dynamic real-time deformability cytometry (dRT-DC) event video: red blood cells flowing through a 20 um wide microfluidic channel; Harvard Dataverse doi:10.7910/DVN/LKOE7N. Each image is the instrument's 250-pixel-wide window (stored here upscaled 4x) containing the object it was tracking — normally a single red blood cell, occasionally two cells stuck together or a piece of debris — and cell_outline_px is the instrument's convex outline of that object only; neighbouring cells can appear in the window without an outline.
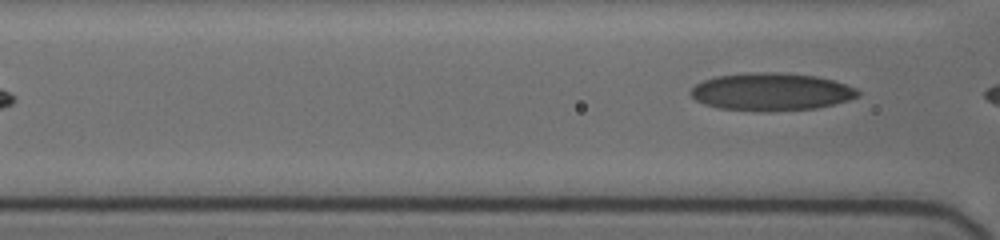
{"species": "human", "species_latin": "Homo sapiens", "temperature_condition": "cold", "stored_images_in_passage": 14, "segment_of_instrument_passage": [2, 2], "camera_frame_rate_fps": 3000, "um_per_image_px": 0.085, "donor": {"sex": "female"}, "frame": {"image": 1, "passage_image": 14, "time_ms": 5.333, "image_size_px": [1000, 240], "cell_outline_px": [[860, 96], [848, 100], [816, 108], [772, 112], [764, 112], [720, 108], [704, 104], [696, 100], [688, 92], [696, 84], [704, 80], [716, 76], [748, 72], [776, 72], [816, 76], [832, 80], [856, 88], [860, 92]], "centroid_in_image_um": [65.54, 7.81], "position_along_channel_um": 101.1, "area_um2": 36.82}}